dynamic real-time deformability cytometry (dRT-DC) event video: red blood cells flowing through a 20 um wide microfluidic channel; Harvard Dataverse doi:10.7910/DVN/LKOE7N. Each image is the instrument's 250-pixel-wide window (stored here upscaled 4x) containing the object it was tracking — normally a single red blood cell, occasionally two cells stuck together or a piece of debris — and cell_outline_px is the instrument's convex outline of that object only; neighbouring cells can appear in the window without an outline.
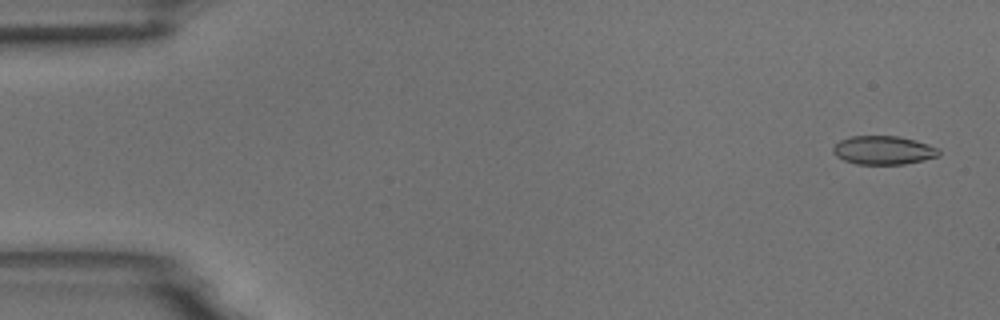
{"species": "common noctule bat (a hibernating species)", "species_latin": "Nyctalus noctula", "temperature_condition": "room temperature", "stored_images_in_passage": 54, "camera_frame_rate_fps": 3000, "um_per_image_px": 0.085, "animal": {"sex": "male", "body_mass_g": 18.8}, "frame": {"image": 1, "passage_image": 2, "time_ms": 0.333, "image_size_px": [1000, 320], "cell_outline_px": [[940, 156], [924, 160], [904, 164], [856, 164], [844, 160], [836, 156], [832, 152], [832, 148], [840, 140], [852, 136], [896, 136], [916, 140], [940, 148]], "centroid_in_image_um": [75.11, 12.77], "position_along_channel_um": 9.9, "area_um2": 17.74}}
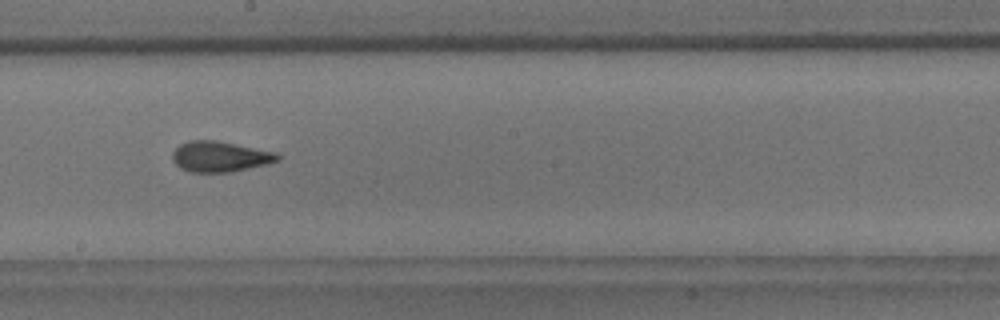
{"frame": {"image": 2, "passage_image": 30, "time_ms": 9.667, "image_size_px": [1000, 320], "cell_outline_px": [[280, 160], [268, 164], [228, 172], [192, 172], [180, 168], [172, 160], [172, 152], [180, 144], [188, 140], [216, 140], [276, 152], [280, 156]], "centroid_in_image_um": [18.69, 13.3], "position_along_channel_um": 229.5, "area_um2": 18.73}}
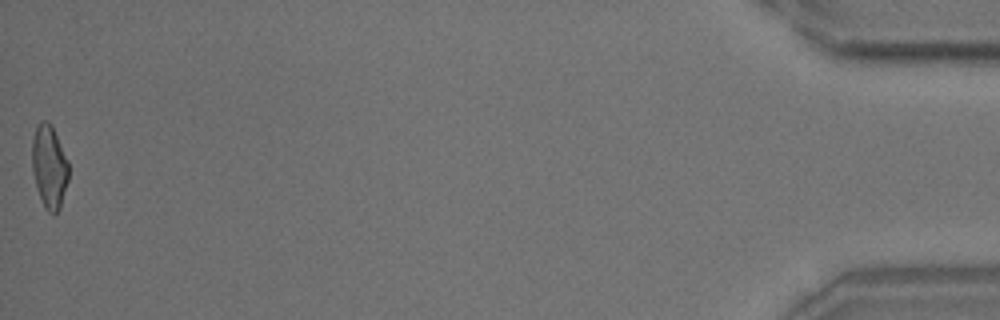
{"frame": {"image": 3, "passage_image": 54, "time_ms": 17.667, "image_size_px": [1000, 320], "cell_outline_px": [[68, 180], [60, 208], [52, 216], [44, 208], [36, 188], [32, 172], [32, 140], [36, 124], [40, 120], [48, 120], [52, 124], [68, 160]], "centroid_in_image_um": [4.17, 14.14], "position_along_channel_um": 431.0, "area_um2": 18.15}, "authors_computed_cell_mechanics": {"area_um2": 18.1781, "velocity_mm_per_s": 3.7351, "shape_relaxation_time_tau1_ms": 4.6385, "shape_relaxation_time_tau2_ms": 1.5806, "deformation_change_tau1": 0.1567, "deformation_change_tau2": 0.0913}}